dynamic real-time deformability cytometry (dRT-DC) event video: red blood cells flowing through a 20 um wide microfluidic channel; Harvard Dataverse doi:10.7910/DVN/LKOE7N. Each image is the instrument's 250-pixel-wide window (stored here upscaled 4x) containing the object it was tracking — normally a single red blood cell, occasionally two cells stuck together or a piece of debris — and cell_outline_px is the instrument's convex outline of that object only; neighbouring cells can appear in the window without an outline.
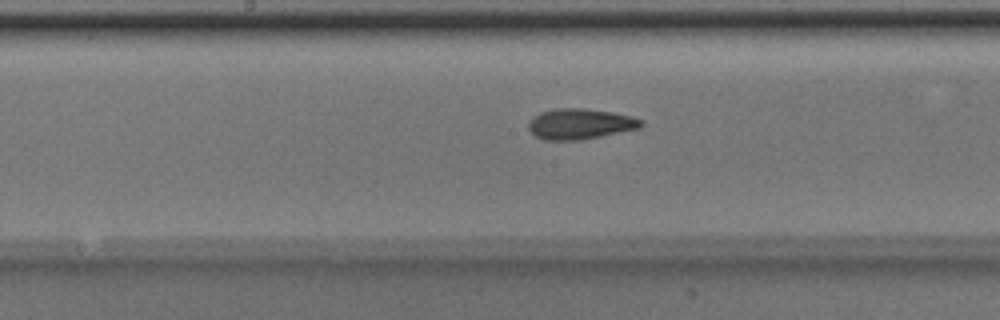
{"species": "Egyptian fruit bat (a non-hibernating species)", "species_latin": "Rousettus aegyptiacus", "temperature_condition": "room temperature", "stored_images_in_passage": 41, "camera_frame_rate_fps": 3000, "um_per_image_px": 0.085, "animal": {"sex": "male"}, "frame": {"image": 1, "passage_image": 16, "time_ms": 5.0, "image_size_px": [1000, 320], "cell_outline_px": [[644, 124], [640, 128], [580, 140], [544, 140], [536, 136], [528, 128], [528, 124], [540, 112], [556, 108], [584, 108], [612, 112], [632, 116], [644, 120]], "centroid_in_image_um": [49.35, 10.53], "position_along_channel_um": 198.9, "area_um2": 20.0}}
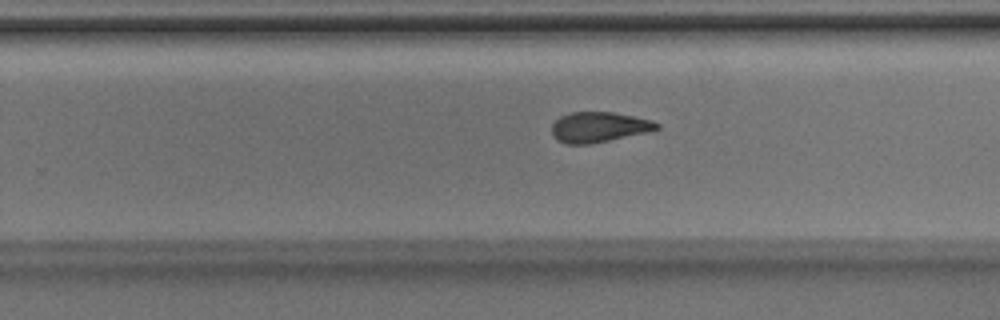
{"frame": {"image": 2, "passage_image": 22, "time_ms": 7.0, "image_size_px": [1000, 320], "cell_outline_px": [[660, 128], [652, 132], [588, 144], [564, 144], [556, 140], [552, 136], [552, 124], [560, 116], [572, 112], [612, 112], [652, 120], [660, 124]], "centroid_in_image_um": [50.92, 10.81], "position_along_channel_um": 278.9, "area_um2": 18.73}}
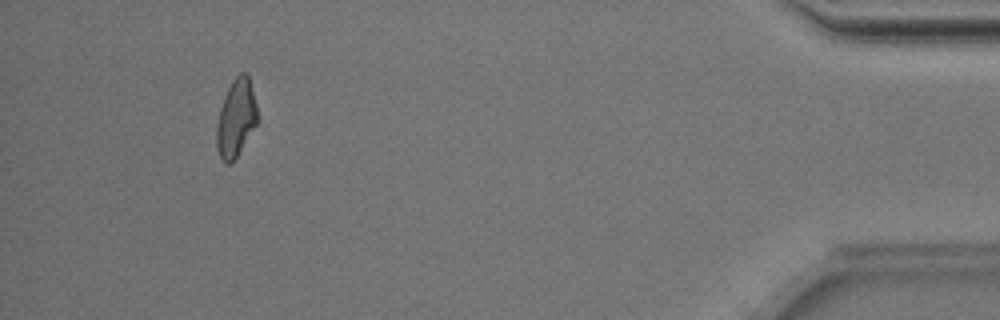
{"frame": {"image": 3, "passage_image": 37, "time_ms": 12.0, "image_size_px": [1000, 320], "cell_outline_px": [[256, 124], [236, 156], [228, 164], [224, 164], [216, 148], [216, 128], [220, 108], [224, 96], [232, 80], [240, 72], [248, 72], [256, 104]], "centroid_in_image_um": [20.04, 10.0], "position_along_channel_um": 415.2, "area_um2": 18.15}, "authors_computed_cell_mechanics": {"area_um2": 19.074, "velocity_mm_per_s": 4.0322, "shape_relaxation_time_tau1_ms": 4.8173, "shape_relaxation_time_tau2_ms": 2.6091, "deformation_change_tau1": 0.1439, "deformation_change_tau2": 0.1017}}